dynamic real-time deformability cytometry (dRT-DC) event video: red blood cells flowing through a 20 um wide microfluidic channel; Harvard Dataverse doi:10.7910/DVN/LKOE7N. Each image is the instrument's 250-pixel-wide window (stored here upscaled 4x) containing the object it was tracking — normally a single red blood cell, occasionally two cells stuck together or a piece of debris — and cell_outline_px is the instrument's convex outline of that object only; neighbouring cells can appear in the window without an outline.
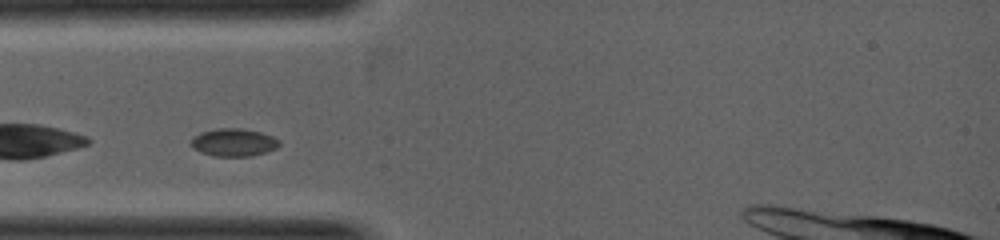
{"species": "common noctule bat (a hibernating species)", "species_latin": "Nyctalus noctula", "temperature_condition": "warm", "stored_images_in_passage": 13, "camera_frame_rate_fps": 5000, "um_per_image_px": 0.085, "animal": {"sex": "female", "body_mass_g": 19.0, "forearm_length_mm": 53.3}, "frame": {"image": 1, "passage_image": 1, "time_ms": 0.0, "image_size_px": [1000, 240], "cell_outline_px": [[280, 144], [276, 148], [252, 156], [216, 156], [200, 152], [192, 148], [188, 144], [192, 136], [200, 132], [216, 128], [240, 128], [260, 132], [272, 136], [280, 140]], "centroid_in_image_um": [19.8, 12.09], "position_along_channel_um": 65.2, "area_um2": 14.45}}
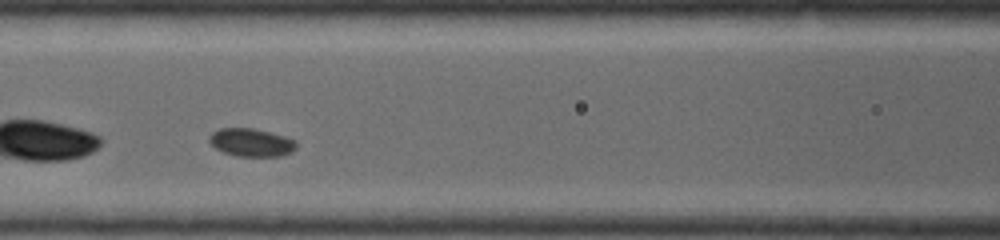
{"frame": {"image": 2, "passage_image": 4, "time_ms": 1.0, "image_size_px": [1000, 240], "cell_outline_px": [[296, 148], [292, 152], [280, 156], [236, 156], [224, 152], [216, 148], [208, 140], [208, 136], [212, 132], [220, 128], [252, 128], [284, 136], [296, 140]], "centroid_in_image_um": [21.35, 12.11], "position_along_channel_um": 145.2, "area_um2": 14.16}}
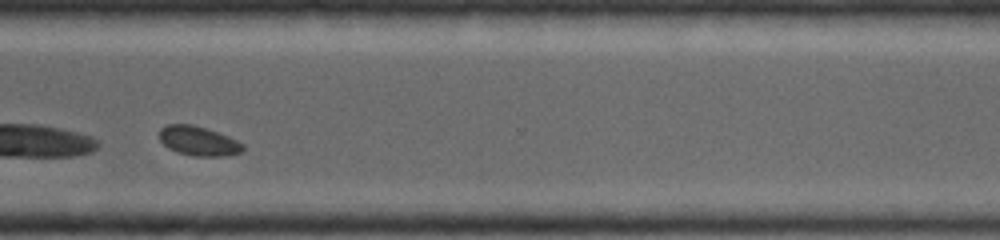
{"frame": {"image": 3, "passage_image": 12, "time_ms": 3.6, "image_size_px": [1000, 240], "cell_outline_px": [[244, 152], [224, 156], [196, 156], [180, 152], [168, 148], [160, 140], [160, 128], [168, 124], [192, 124], [228, 136], [244, 144]], "centroid_in_image_um": [16.89, 11.98], "position_along_channel_um": 353.7, "area_um2": 14.16}}